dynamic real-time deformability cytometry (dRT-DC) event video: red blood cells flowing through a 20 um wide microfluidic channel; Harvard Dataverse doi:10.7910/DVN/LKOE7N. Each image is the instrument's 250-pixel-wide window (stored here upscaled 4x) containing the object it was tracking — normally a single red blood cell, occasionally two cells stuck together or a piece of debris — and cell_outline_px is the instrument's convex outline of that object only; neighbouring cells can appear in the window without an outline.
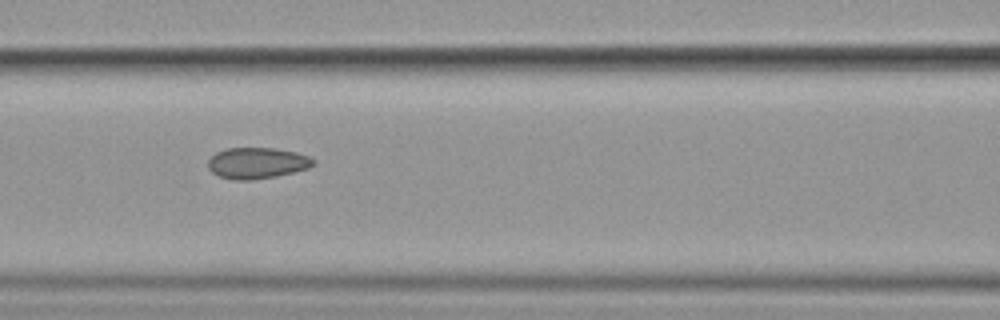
{"species": "common noctule bat (a hibernating species)", "species_latin": "Nyctalus noctula", "temperature_condition": "cold", "stored_images_in_passage": 11, "camera_frame_rate_fps": 3000, "um_per_image_px": 0.085, "animal": {"sex": "female", "body_mass_g": 19.9}, "frame": {"image": 1, "passage_image": 7, "time_ms": 7.667, "image_size_px": [1000, 320], "cell_outline_px": [[316, 164], [308, 168], [276, 176], [248, 180], [236, 180], [220, 176], [212, 172], [208, 168], [208, 160], [216, 152], [228, 148], [276, 148], [296, 152], [308, 156], [316, 160]], "centroid_in_image_um": [21.86, 13.85], "position_along_channel_um": 144.7, "area_um2": 19.02}}
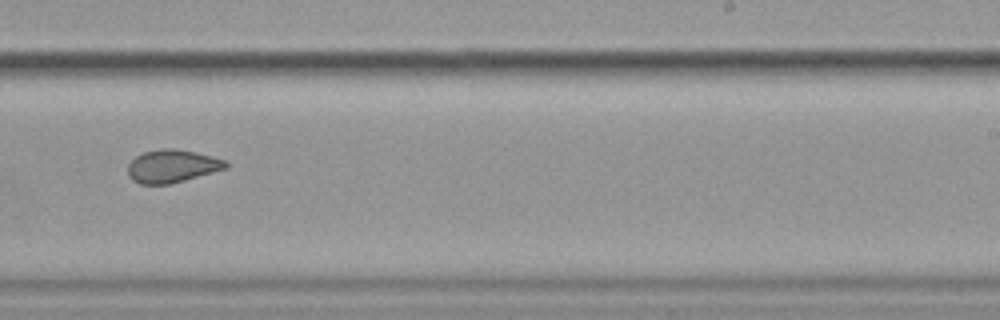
{"frame": {"image": 2, "passage_image": 10, "time_ms": 11.333, "image_size_px": [1000, 320], "cell_outline_px": [[228, 168], [184, 180], [168, 184], [140, 184], [132, 180], [128, 176], [128, 164], [136, 156], [144, 152], [160, 148], [176, 148], [196, 152], [212, 156], [224, 160], [228, 164]], "centroid_in_image_um": [14.61, 14.11], "position_along_channel_um": 274.4, "area_um2": 18.79}}
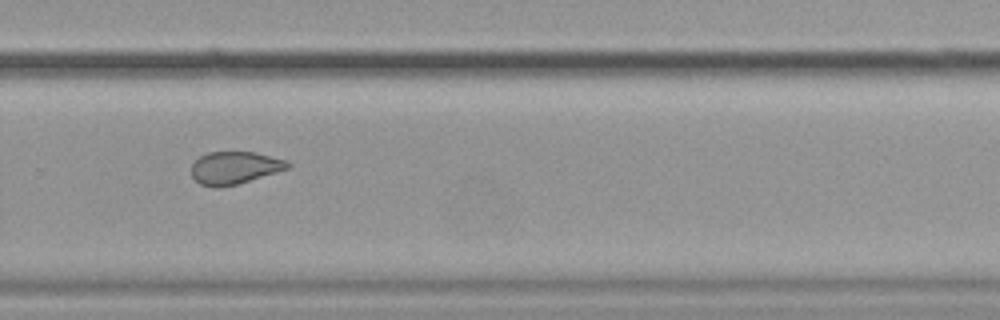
{"frame": {"image": 3, "passage_image": 11, "time_ms": 12.333, "image_size_px": [1000, 320], "cell_outline_px": [[292, 164], [288, 168], [276, 172], [236, 184], [216, 188], [212, 188], [200, 184], [192, 176], [192, 164], [200, 156], [208, 152], [256, 152], [288, 160]], "centroid_in_image_um": [19.94, 14.25], "position_along_channel_um": 309.9, "area_um2": 18.21}}